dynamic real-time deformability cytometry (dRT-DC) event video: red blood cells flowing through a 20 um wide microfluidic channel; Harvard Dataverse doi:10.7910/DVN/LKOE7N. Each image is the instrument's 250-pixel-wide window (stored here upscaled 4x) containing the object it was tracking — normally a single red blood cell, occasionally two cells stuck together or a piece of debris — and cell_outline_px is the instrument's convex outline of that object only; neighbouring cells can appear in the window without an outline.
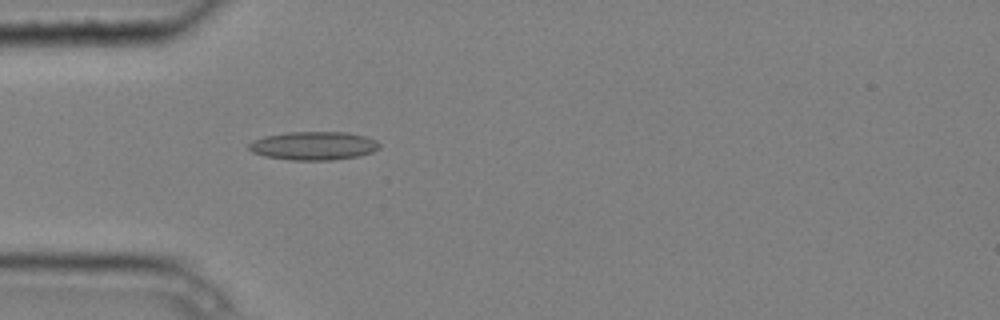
{"species": "common noctule bat (a hibernating species)", "species_latin": "Nyctalus noctula", "temperature_condition": "cold", "stored_images_in_passage": 3, "camera_frame_rate_fps": 3000, "um_per_image_px": 0.085, "animal": {"sex": "male", "body_mass_g": 20.4}, "frame": {"image": 1, "passage_image": 3, "time_ms": 0.667, "image_size_px": [1000, 320], "cell_outline_px": [[380, 148], [372, 152], [360, 156], [332, 160], [292, 160], [264, 156], [252, 152], [248, 148], [248, 144], [252, 140], [264, 136], [288, 132], [348, 132], [364, 136], [376, 140], [380, 144]], "centroid_in_image_um": [26.65, 12.39], "position_along_channel_um": 58.3, "area_um2": 21.79}}